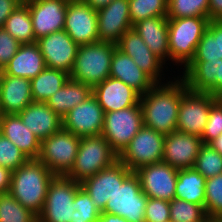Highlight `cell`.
I'll use <instances>...</instances> for the list:
<instances>
[{"mask_svg": "<svg viewBox=\"0 0 222 222\" xmlns=\"http://www.w3.org/2000/svg\"><path fill=\"white\" fill-rule=\"evenodd\" d=\"M143 126L140 102L135 106L104 113L102 136L120 155Z\"/></svg>", "mask_w": 222, "mask_h": 222, "instance_id": "8", "label": "cell"}, {"mask_svg": "<svg viewBox=\"0 0 222 222\" xmlns=\"http://www.w3.org/2000/svg\"><path fill=\"white\" fill-rule=\"evenodd\" d=\"M63 129L78 137L102 135L104 111L92 94L63 118Z\"/></svg>", "mask_w": 222, "mask_h": 222, "instance_id": "16", "label": "cell"}, {"mask_svg": "<svg viewBox=\"0 0 222 222\" xmlns=\"http://www.w3.org/2000/svg\"><path fill=\"white\" fill-rule=\"evenodd\" d=\"M104 113L118 111L135 106L140 102V94L124 82L108 77L92 88Z\"/></svg>", "mask_w": 222, "mask_h": 222, "instance_id": "21", "label": "cell"}, {"mask_svg": "<svg viewBox=\"0 0 222 222\" xmlns=\"http://www.w3.org/2000/svg\"><path fill=\"white\" fill-rule=\"evenodd\" d=\"M0 133L14 143L28 159H38L40 139L22 122L18 114L0 115Z\"/></svg>", "mask_w": 222, "mask_h": 222, "instance_id": "25", "label": "cell"}, {"mask_svg": "<svg viewBox=\"0 0 222 222\" xmlns=\"http://www.w3.org/2000/svg\"><path fill=\"white\" fill-rule=\"evenodd\" d=\"M70 74L60 69L46 67L31 79V90L34 102H45L69 80Z\"/></svg>", "mask_w": 222, "mask_h": 222, "instance_id": "31", "label": "cell"}, {"mask_svg": "<svg viewBox=\"0 0 222 222\" xmlns=\"http://www.w3.org/2000/svg\"><path fill=\"white\" fill-rule=\"evenodd\" d=\"M147 198L141 189L138 175L133 171L108 200L101 213L117 215L128 222H145Z\"/></svg>", "mask_w": 222, "mask_h": 222, "instance_id": "7", "label": "cell"}, {"mask_svg": "<svg viewBox=\"0 0 222 222\" xmlns=\"http://www.w3.org/2000/svg\"><path fill=\"white\" fill-rule=\"evenodd\" d=\"M165 136L152 128L142 126L129 145L119 155V160L131 171L161 162Z\"/></svg>", "mask_w": 222, "mask_h": 222, "instance_id": "10", "label": "cell"}, {"mask_svg": "<svg viewBox=\"0 0 222 222\" xmlns=\"http://www.w3.org/2000/svg\"><path fill=\"white\" fill-rule=\"evenodd\" d=\"M89 6H91L94 10H99L105 6H107L109 3H111L113 0H84Z\"/></svg>", "mask_w": 222, "mask_h": 222, "instance_id": "50", "label": "cell"}, {"mask_svg": "<svg viewBox=\"0 0 222 222\" xmlns=\"http://www.w3.org/2000/svg\"><path fill=\"white\" fill-rule=\"evenodd\" d=\"M205 222H215V218H208Z\"/></svg>", "mask_w": 222, "mask_h": 222, "instance_id": "53", "label": "cell"}, {"mask_svg": "<svg viewBox=\"0 0 222 222\" xmlns=\"http://www.w3.org/2000/svg\"><path fill=\"white\" fill-rule=\"evenodd\" d=\"M116 44L98 41L78 46L70 78L92 88L110 77Z\"/></svg>", "mask_w": 222, "mask_h": 222, "instance_id": "4", "label": "cell"}, {"mask_svg": "<svg viewBox=\"0 0 222 222\" xmlns=\"http://www.w3.org/2000/svg\"><path fill=\"white\" fill-rule=\"evenodd\" d=\"M21 3V0H0V28H3L6 19Z\"/></svg>", "mask_w": 222, "mask_h": 222, "instance_id": "46", "label": "cell"}, {"mask_svg": "<svg viewBox=\"0 0 222 222\" xmlns=\"http://www.w3.org/2000/svg\"><path fill=\"white\" fill-rule=\"evenodd\" d=\"M207 29L216 39L217 56L222 59V20H210Z\"/></svg>", "mask_w": 222, "mask_h": 222, "instance_id": "45", "label": "cell"}, {"mask_svg": "<svg viewBox=\"0 0 222 222\" xmlns=\"http://www.w3.org/2000/svg\"><path fill=\"white\" fill-rule=\"evenodd\" d=\"M205 211L209 218H222V173L206 179Z\"/></svg>", "mask_w": 222, "mask_h": 222, "instance_id": "39", "label": "cell"}, {"mask_svg": "<svg viewBox=\"0 0 222 222\" xmlns=\"http://www.w3.org/2000/svg\"><path fill=\"white\" fill-rule=\"evenodd\" d=\"M209 216L205 206L174 198L170 201L171 222H205Z\"/></svg>", "mask_w": 222, "mask_h": 222, "instance_id": "36", "label": "cell"}, {"mask_svg": "<svg viewBox=\"0 0 222 222\" xmlns=\"http://www.w3.org/2000/svg\"><path fill=\"white\" fill-rule=\"evenodd\" d=\"M215 222H222V218H215Z\"/></svg>", "mask_w": 222, "mask_h": 222, "instance_id": "55", "label": "cell"}, {"mask_svg": "<svg viewBox=\"0 0 222 222\" xmlns=\"http://www.w3.org/2000/svg\"><path fill=\"white\" fill-rule=\"evenodd\" d=\"M206 178L194 168L178 169L175 198L205 206Z\"/></svg>", "mask_w": 222, "mask_h": 222, "instance_id": "30", "label": "cell"}, {"mask_svg": "<svg viewBox=\"0 0 222 222\" xmlns=\"http://www.w3.org/2000/svg\"><path fill=\"white\" fill-rule=\"evenodd\" d=\"M27 160V156L0 133V166L13 171L21 167Z\"/></svg>", "mask_w": 222, "mask_h": 222, "instance_id": "40", "label": "cell"}, {"mask_svg": "<svg viewBox=\"0 0 222 222\" xmlns=\"http://www.w3.org/2000/svg\"><path fill=\"white\" fill-rule=\"evenodd\" d=\"M120 160L81 182L96 208L102 212L108 200L132 173Z\"/></svg>", "mask_w": 222, "mask_h": 222, "instance_id": "15", "label": "cell"}, {"mask_svg": "<svg viewBox=\"0 0 222 222\" xmlns=\"http://www.w3.org/2000/svg\"><path fill=\"white\" fill-rule=\"evenodd\" d=\"M69 0H35L25 3L30 11L36 40L64 29Z\"/></svg>", "mask_w": 222, "mask_h": 222, "instance_id": "17", "label": "cell"}, {"mask_svg": "<svg viewBox=\"0 0 222 222\" xmlns=\"http://www.w3.org/2000/svg\"><path fill=\"white\" fill-rule=\"evenodd\" d=\"M202 139L180 131L165 136L162 162L176 169L193 168Z\"/></svg>", "mask_w": 222, "mask_h": 222, "instance_id": "20", "label": "cell"}, {"mask_svg": "<svg viewBox=\"0 0 222 222\" xmlns=\"http://www.w3.org/2000/svg\"><path fill=\"white\" fill-rule=\"evenodd\" d=\"M193 168L206 179L222 173V155L211 145L203 144Z\"/></svg>", "mask_w": 222, "mask_h": 222, "instance_id": "37", "label": "cell"}, {"mask_svg": "<svg viewBox=\"0 0 222 222\" xmlns=\"http://www.w3.org/2000/svg\"><path fill=\"white\" fill-rule=\"evenodd\" d=\"M170 221V202L166 200L147 198L145 222Z\"/></svg>", "mask_w": 222, "mask_h": 222, "instance_id": "42", "label": "cell"}, {"mask_svg": "<svg viewBox=\"0 0 222 222\" xmlns=\"http://www.w3.org/2000/svg\"><path fill=\"white\" fill-rule=\"evenodd\" d=\"M186 89L185 82L175 75L141 95L143 125L164 136L176 131L181 95Z\"/></svg>", "mask_w": 222, "mask_h": 222, "instance_id": "1", "label": "cell"}, {"mask_svg": "<svg viewBox=\"0 0 222 222\" xmlns=\"http://www.w3.org/2000/svg\"><path fill=\"white\" fill-rule=\"evenodd\" d=\"M20 45L10 33L4 28H0V71L9 64L10 59L16 54Z\"/></svg>", "mask_w": 222, "mask_h": 222, "instance_id": "44", "label": "cell"}, {"mask_svg": "<svg viewBox=\"0 0 222 222\" xmlns=\"http://www.w3.org/2000/svg\"><path fill=\"white\" fill-rule=\"evenodd\" d=\"M55 176L39 159H28L12 171L9 193L38 217Z\"/></svg>", "mask_w": 222, "mask_h": 222, "instance_id": "2", "label": "cell"}, {"mask_svg": "<svg viewBox=\"0 0 222 222\" xmlns=\"http://www.w3.org/2000/svg\"><path fill=\"white\" fill-rule=\"evenodd\" d=\"M168 19L183 17H207L209 0H168Z\"/></svg>", "mask_w": 222, "mask_h": 222, "instance_id": "34", "label": "cell"}, {"mask_svg": "<svg viewBox=\"0 0 222 222\" xmlns=\"http://www.w3.org/2000/svg\"><path fill=\"white\" fill-rule=\"evenodd\" d=\"M134 172L138 175L141 189L148 198L169 202L175 198L178 169L161 161L141 166Z\"/></svg>", "mask_w": 222, "mask_h": 222, "instance_id": "14", "label": "cell"}, {"mask_svg": "<svg viewBox=\"0 0 222 222\" xmlns=\"http://www.w3.org/2000/svg\"><path fill=\"white\" fill-rule=\"evenodd\" d=\"M209 20H222V0H209Z\"/></svg>", "mask_w": 222, "mask_h": 222, "instance_id": "48", "label": "cell"}, {"mask_svg": "<svg viewBox=\"0 0 222 222\" xmlns=\"http://www.w3.org/2000/svg\"><path fill=\"white\" fill-rule=\"evenodd\" d=\"M81 183L56 175L49 184L38 222H71L72 205Z\"/></svg>", "mask_w": 222, "mask_h": 222, "instance_id": "9", "label": "cell"}, {"mask_svg": "<svg viewBox=\"0 0 222 222\" xmlns=\"http://www.w3.org/2000/svg\"><path fill=\"white\" fill-rule=\"evenodd\" d=\"M32 1H35V0H21L22 3H29V2H32Z\"/></svg>", "mask_w": 222, "mask_h": 222, "instance_id": "54", "label": "cell"}, {"mask_svg": "<svg viewBox=\"0 0 222 222\" xmlns=\"http://www.w3.org/2000/svg\"><path fill=\"white\" fill-rule=\"evenodd\" d=\"M80 138L63 128L41 141L39 160L55 175H66L74 165Z\"/></svg>", "mask_w": 222, "mask_h": 222, "instance_id": "6", "label": "cell"}, {"mask_svg": "<svg viewBox=\"0 0 222 222\" xmlns=\"http://www.w3.org/2000/svg\"><path fill=\"white\" fill-rule=\"evenodd\" d=\"M92 95V87L71 78L53 94L46 104L61 118Z\"/></svg>", "mask_w": 222, "mask_h": 222, "instance_id": "29", "label": "cell"}, {"mask_svg": "<svg viewBox=\"0 0 222 222\" xmlns=\"http://www.w3.org/2000/svg\"><path fill=\"white\" fill-rule=\"evenodd\" d=\"M216 39L214 35L206 29L196 48L195 56L191 61H217Z\"/></svg>", "mask_w": 222, "mask_h": 222, "instance_id": "43", "label": "cell"}, {"mask_svg": "<svg viewBox=\"0 0 222 222\" xmlns=\"http://www.w3.org/2000/svg\"><path fill=\"white\" fill-rule=\"evenodd\" d=\"M25 126L42 141L63 128L62 118L45 102H32L18 113Z\"/></svg>", "mask_w": 222, "mask_h": 222, "instance_id": "23", "label": "cell"}, {"mask_svg": "<svg viewBox=\"0 0 222 222\" xmlns=\"http://www.w3.org/2000/svg\"><path fill=\"white\" fill-rule=\"evenodd\" d=\"M98 39L117 44L122 35L133 28L128 0H113L97 11Z\"/></svg>", "mask_w": 222, "mask_h": 222, "instance_id": "19", "label": "cell"}, {"mask_svg": "<svg viewBox=\"0 0 222 222\" xmlns=\"http://www.w3.org/2000/svg\"><path fill=\"white\" fill-rule=\"evenodd\" d=\"M219 97L186 89L180 100L177 131L202 137L211 105Z\"/></svg>", "mask_w": 222, "mask_h": 222, "instance_id": "11", "label": "cell"}, {"mask_svg": "<svg viewBox=\"0 0 222 222\" xmlns=\"http://www.w3.org/2000/svg\"><path fill=\"white\" fill-rule=\"evenodd\" d=\"M110 77L121 80L140 95L145 94L157 83L138 67L133 59L117 47L111 60Z\"/></svg>", "mask_w": 222, "mask_h": 222, "instance_id": "24", "label": "cell"}, {"mask_svg": "<svg viewBox=\"0 0 222 222\" xmlns=\"http://www.w3.org/2000/svg\"><path fill=\"white\" fill-rule=\"evenodd\" d=\"M100 213L87 191L80 187L73 201L71 222H96Z\"/></svg>", "mask_w": 222, "mask_h": 222, "instance_id": "38", "label": "cell"}, {"mask_svg": "<svg viewBox=\"0 0 222 222\" xmlns=\"http://www.w3.org/2000/svg\"><path fill=\"white\" fill-rule=\"evenodd\" d=\"M33 102L31 80L0 71V113L18 114Z\"/></svg>", "mask_w": 222, "mask_h": 222, "instance_id": "22", "label": "cell"}, {"mask_svg": "<svg viewBox=\"0 0 222 222\" xmlns=\"http://www.w3.org/2000/svg\"><path fill=\"white\" fill-rule=\"evenodd\" d=\"M46 68L38 44H21L9 64L2 70L6 75L32 79Z\"/></svg>", "mask_w": 222, "mask_h": 222, "instance_id": "28", "label": "cell"}, {"mask_svg": "<svg viewBox=\"0 0 222 222\" xmlns=\"http://www.w3.org/2000/svg\"><path fill=\"white\" fill-rule=\"evenodd\" d=\"M119 160V155L102 136L81 137L75 162L66 177L82 182Z\"/></svg>", "mask_w": 222, "mask_h": 222, "instance_id": "5", "label": "cell"}, {"mask_svg": "<svg viewBox=\"0 0 222 222\" xmlns=\"http://www.w3.org/2000/svg\"><path fill=\"white\" fill-rule=\"evenodd\" d=\"M209 145H211L217 152L222 155V134L213 140Z\"/></svg>", "mask_w": 222, "mask_h": 222, "instance_id": "52", "label": "cell"}, {"mask_svg": "<svg viewBox=\"0 0 222 222\" xmlns=\"http://www.w3.org/2000/svg\"><path fill=\"white\" fill-rule=\"evenodd\" d=\"M222 134V98L219 97L209 110L208 121L202 134L203 144H210Z\"/></svg>", "mask_w": 222, "mask_h": 222, "instance_id": "41", "label": "cell"}, {"mask_svg": "<svg viewBox=\"0 0 222 222\" xmlns=\"http://www.w3.org/2000/svg\"><path fill=\"white\" fill-rule=\"evenodd\" d=\"M11 175L12 171L10 169L0 166V194L9 192Z\"/></svg>", "mask_w": 222, "mask_h": 222, "instance_id": "47", "label": "cell"}, {"mask_svg": "<svg viewBox=\"0 0 222 222\" xmlns=\"http://www.w3.org/2000/svg\"><path fill=\"white\" fill-rule=\"evenodd\" d=\"M63 30L78 46L98 42L97 10L84 0H69Z\"/></svg>", "mask_w": 222, "mask_h": 222, "instance_id": "13", "label": "cell"}, {"mask_svg": "<svg viewBox=\"0 0 222 222\" xmlns=\"http://www.w3.org/2000/svg\"><path fill=\"white\" fill-rule=\"evenodd\" d=\"M133 29L149 49L166 65H169L168 17L161 16L140 20L133 25Z\"/></svg>", "mask_w": 222, "mask_h": 222, "instance_id": "27", "label": "cell"}, {"mask_svg": "<svg viewBox=\"0 0 222 222\" xmlns=\"http://www.w3.org/2000/svg\"><path fill=\"white\" fill-rule=\"evenodd\" d=\"M132 25L140 20L167 16L168 0H128Z\"/></svg>", "mask_w": 222, "mask_h": 222, "instance_id": "35", "label": "cell"}, {"mask_svg": "<svg viewBox=\"0 0 222 222\" xmlns=\"http://www.w3.org/2000/svg\"><path fill=\"white\" fill-rule=\"evenodd\" d=\"M0 222H38V217L8 192L0 194Z\"/></svg>", "mask_w": 222, "mask_h": 222, "instance_id": "33", "label": "cell"}, {"mask_svg": "<svg viewBox=\"0 0 222 222\" xmlns=\"http://www.w3.org/2000/svg\"><path fill=\"white\" fill-rule=\"evenodd\" d=\"M217 97L222 98V63L217 67Z\"/></svg>", "mask_w": 222, "mask_h": 222, "instance_id": "51", "label": "cell"}, {"mask_svg": "<svg viewBox=\"0 0 222 222\" xmlns=\"http://www.w3.org/2000/svg\"><path fill=\"white\" fill-rule=\"evenodd\" d=\"M209 21L207 17L168 19L170 72L180 73L191 62Z\"/></svg>", "mask_w": 222, "mask_h": 222, "instance_id": "3", "label": "cell"}, {"mask_svg": "<svg viewBox=\"0 0 222 222\" xmlns=\"http://www.w3.org/2000/svg\"><path fill=\"white\" fill-rule=\"evenodd\" d=\"M222 59L217 61H191L178 75L193 92L210 93L217 96V67Z\"/></svg>", "mask_w": 222, "mask_h": 222, "instance_id": "26", "label": "cell"}, {"mask_svg": "<svg viewBox=\"0 0 222 222\" xmlns=\"http://www.w3.org/2000/svg\"><path fill=\"white\" fill-rule=\"evenodd\" d=\"M96 222H128L125 218L107 213H100Z\"/></svg>", "mask_w": 222, "mask_h": 222, "instance_id": "49", "label": "cell"}, {"mask_svg": "<svg viewBox=\"0 0 222 222\" xmlns=\"http://www.w3.org/2000/svg\"><path fill=\"white\" fill-rule=\"evenodd\" d=\"M36 43L44 57L46 67L71 72L78 45L65 30L41 37Z\"/></svg>", "mask_w": 222, "mask_h": 222, "instance_id": "18", "label": "cell"}, {"mask_svg": "<svg viewBox=\"0 0 222 222\" xmlns=\"http://www.w3.org/2000/svg\"><path fill=\"white\" fill-rule=\"evenodd\" d=\"M3 28L20 44H31L35 38L28 6L21 3L6 19Z\"/></svg>", "mask_w": 222, "mask_h": 222, "instance_id": "32", "label": "cell"}, {"mask_svg": "<svg viewBox=\"0 0 222 222\" xmlns=\"http://www.w3.org/2000/svg\"><path fill=\"white\" fill-rule=\"evenodd\" d=\"M116 45L119 50L129 55L135 64L156 83H166L173 78L171 77L174 76L173 73L169 75L170 72H168L170 68L149 49L133 28L125 32Z\"/></svg>", "mask_w": 222, "mask_h": 222, "instance_id": "12", "label": "cell"}]
</instances>
